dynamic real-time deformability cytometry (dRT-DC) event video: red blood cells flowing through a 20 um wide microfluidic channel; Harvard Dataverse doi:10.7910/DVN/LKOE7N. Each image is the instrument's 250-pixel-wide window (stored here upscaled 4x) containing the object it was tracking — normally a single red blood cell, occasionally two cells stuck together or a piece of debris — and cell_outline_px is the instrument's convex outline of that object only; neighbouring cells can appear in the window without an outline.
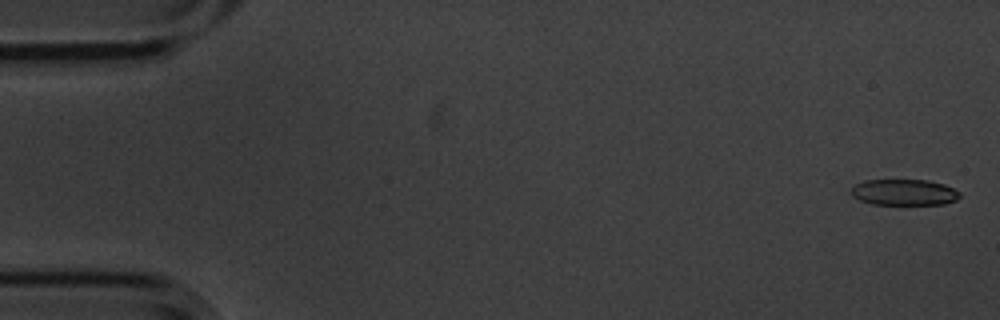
{"species": "common noctule bat (a hibernating species)", "species_latin": "Nyctalus noctula", "temperature_condition": "cold", "stored_images_in_passage": 56, "camera_frame_rate_fps": 3000, "um_per_image_px": 0.085, "animal": {"sex": "male", "body_mass_g": 20.1, "forearm_length_mm": 53.5}, "frame": {"image": 1, "passage_image": 2, "time_ms": 0.333, "image_size_px": [1000, 320], "cell_outline_px": [[960, 196], [956, 200], [944, 204], [872, 204], [860, 200], [852, 196], [848, 192], [856, 184], [864, 180], [928, 180], [944, 184], [960, 192]], "centroid_in_image_um": [76.83, 16.34], "position_along_channel_um": 8.2, "area_um2": 16.53}}
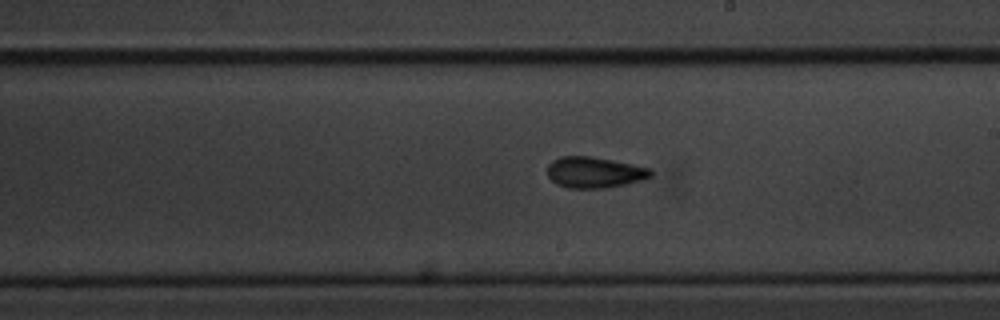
{"frame": {"image": 2, "passage_image": 32, "time_ms": 10.333, "image_size_px": [1000, 320], "cell_outline_px": [[652, 176], [644, 180], [628, 184], [604, 188], [568, 188], [556, 184], [548, 176], [548, 164], [552, 160], [560, 156], [592, 156], [652, 168]], "centroid_in_image_um": [50.55, 14.65], "position_along_channel_um": 238.5, "area_um2": 18.9}}
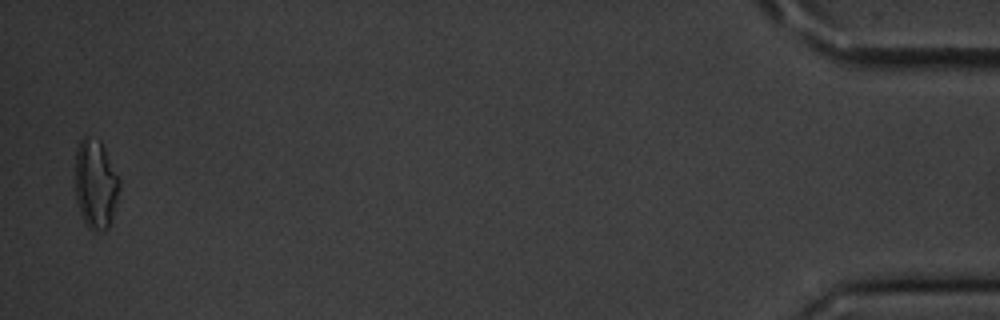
{"frame": {"image": 3, "passage_image": 55, "time_ms": 18.0, "image_size_px": [1000, 320], "cell_outline_px": [[120, 188], [112, 220], [108, 228], [96, 232], [88, 228], [80, 212], [76, 200], [76, 148], [80, 140], [84, 136], [88, 136], [100, 140], [120, 180]], "centroid_in_image_um": [8.13, 15.66], "position_along_channel_um": 427.1, "area_um2": 23.0}, "authors_computed_cell_mechanics": {"area_um2": 18.207, "velocity_mm_per_s": 3.6161, "shape_relaxation_time_tau1_ms": 6.3033, "shape_relaxation_time_tau2_ms": 3.2888, "deformation_change_tau1": 0.1159, "deformation_change_tau2": 0.0872}}